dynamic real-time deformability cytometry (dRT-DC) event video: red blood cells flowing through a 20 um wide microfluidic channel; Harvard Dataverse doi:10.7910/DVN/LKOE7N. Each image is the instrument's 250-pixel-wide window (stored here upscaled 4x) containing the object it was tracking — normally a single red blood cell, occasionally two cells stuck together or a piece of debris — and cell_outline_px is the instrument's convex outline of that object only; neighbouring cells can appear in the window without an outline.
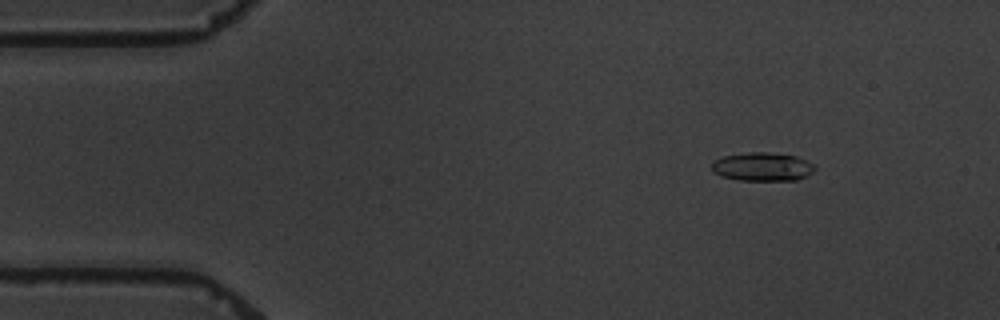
{"species": "common noctule bat (a hibernating species)", "species_latin": "Nyctalus noctula", "temperature_condition": "warm", "stored_images_in_passage": 7, "camera_frame_rate_fps": 3000, "um_per_image_px": 0.085, "animal": {"sex": "male", "body_mass_g": 19.5, "forearm_length_mm": 54.6}, "frame": {"image": 1, "passage_image": 2, "time_ms": 2.0, "image_size_px": [1000, 320], "cell_outline_px": [[816, 168], [812, 172], [796, 180], [740, 180], [720, 176], [712, 172], [712, 160], [724, 156], [748, 152], [768, 152], [796, 156], [812, 164]], "centroid_in_image_um": [64.75, 14.17], "position_along_channel_um": 20.3, "area_um2": 17.05}}
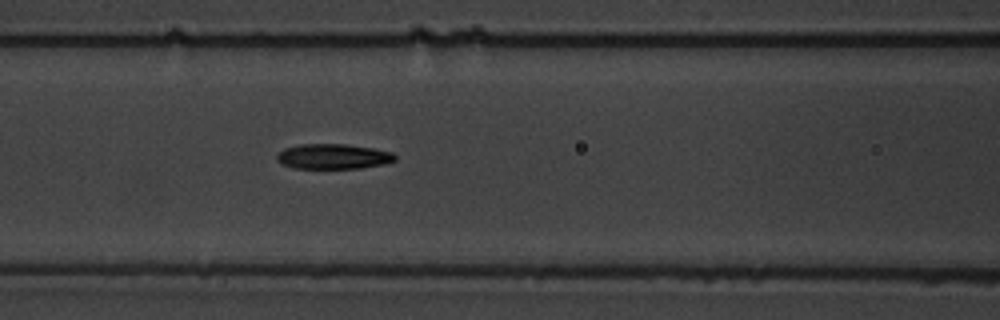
{"frame": {"image": 2, "passage_image": 7, "time_ms": 7.667, "image_size_px": [1000, 320], "cell_outline_px": [[396, 160], [384, 164], [360, 168], [292, 168], [276, 160], [276, 156], [284, 148], [300, 144], [344, 144], [372, 148], [392, 152], [396, 156]], "centroid_in_image_um": [28.32, 13.3], "position_along_channel_um": 138.3, "area_um2": 17.22}}